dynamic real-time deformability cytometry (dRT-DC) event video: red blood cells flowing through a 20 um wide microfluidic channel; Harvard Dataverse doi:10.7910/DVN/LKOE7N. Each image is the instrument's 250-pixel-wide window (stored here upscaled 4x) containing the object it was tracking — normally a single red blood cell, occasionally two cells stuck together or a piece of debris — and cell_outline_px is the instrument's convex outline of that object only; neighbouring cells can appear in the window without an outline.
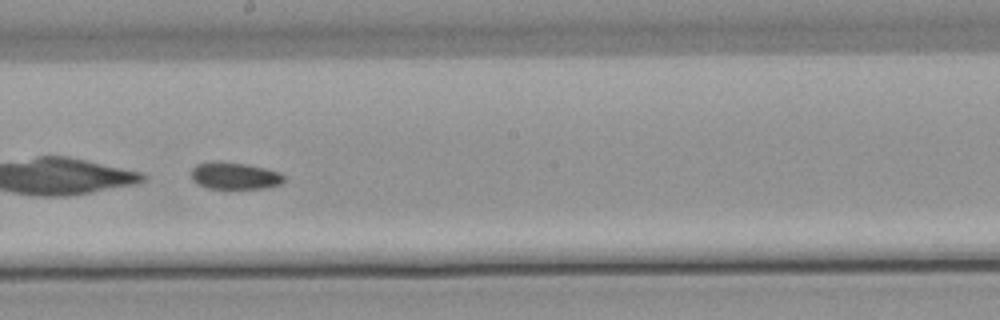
{"species": "common noctule bat (a hibernating species)", "species_latin": "Nyctalus noctula", "temperature_condition": "warm", "stored_images_in_passage": 54, "camera_frame_rate_fps": 3000, "um_per_image_px": 0.085, "animal": {"sex": "male", "body_mass_g": 21.5, "forearm_length_mm": 52.0}, "frame": {"image": 1, "passage_image": 31, "time_ms": 10.0, "image_size_px": [1000, 320], "cell_outline_px": [[284, 180], [280, 184], [268, 188], [208, 188], [192, 180], [192, 168], [196, 164], [212, 160], [220, 160], [244, 164], [264, 168], [280, 172], [284, 176]], "centroid_in_image_um": [19.93, 14.92], "position_along_channel_um": 228.3, "area_um2": 14.62}}
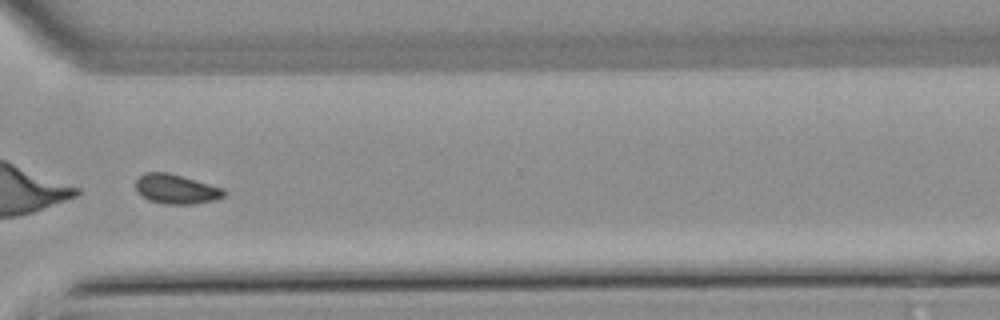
{"frame": {"image": 2, "passage_image": 41, "time_ms": 13.333, "image_size_px": [1000, 320], "cell_outline_px": [[224, 196], [216, 200], [192, 204], [164, 204], [152, 200], [144, 196], [136, 188], [136, 180], [144, 172], [168, 172], [224, 188]], "centroid_in_image_um": [15.0, 16.06], "position_along_channel_um": 355.6, "area_um2": 14.97}}